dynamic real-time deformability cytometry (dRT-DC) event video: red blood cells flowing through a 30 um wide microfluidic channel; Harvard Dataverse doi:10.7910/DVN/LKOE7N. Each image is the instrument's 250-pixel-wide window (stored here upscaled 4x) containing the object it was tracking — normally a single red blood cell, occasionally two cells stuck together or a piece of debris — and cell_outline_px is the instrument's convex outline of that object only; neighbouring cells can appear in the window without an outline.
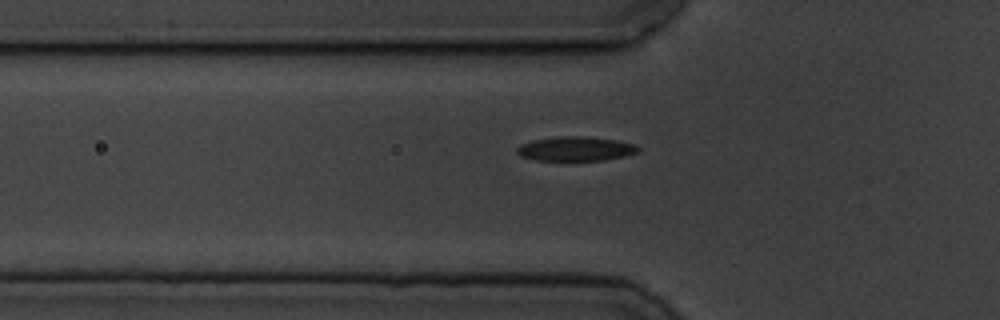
{"species": "common noctule bat (a hibernating species)", "species_latin": "Nyctalus noctula", "temperature_condition": "cold", "stored_images_in_passage": 43, "camera_frame_rate_fps": 3000, "um_per_image_px": 0.085, "animal": {"sex": "male", "body_mass_g": 19.5, "forearm_length_mm": 54.6}, "frame": {"image": 1, "passage_image": 5, "time_ms": 1.333, "image_size_px": [1000, 320], "cell_outline_px": [[640, 152], [624, 156], [604, 160], [536, 160], [520, 156], [516, 152], [516, 148], [520, 144], [532, 140], [560, 136], [580, 136], [612, 140], [636, 144], [640, 148]], "centroid_in_image_um": [48.91, 12.65], "position_along_channel_um": 76.9, "area_um2": 17.11}}
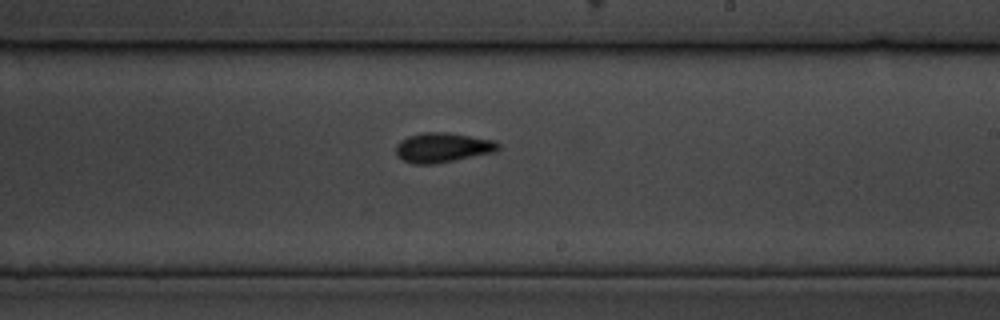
{"frame": {"image": 2, "passage_image": 20, "time_ms": 6.333, "image_size_px": [1000, 320], "cell_outline_px": [[500, 148], [496, 152], [432, 164], [412, 164], [396, 156], [396, 144], [400, 140], [408, 136], [424, 132], [448, 132], [496, 140], [500, 144]], "centroid_in_image_um": [37.63, 12.53], "position_along_channel_um": 251.4, "area_um2": 17.86}}
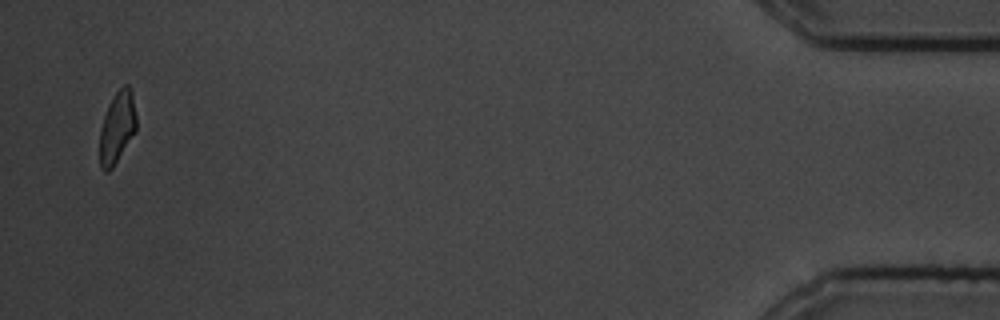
{"frame": {"image": 3, "passage_image": 42, "time_ms": 13.667, "image_size_px": [1000, 320], "cell_outline_px": [[136, 132], [112, 168], [108, 172], [104, 172], [100, 168], [100, 128], [108, 104], [116, 92], [124, 84], [128, 84], [132, 92], [136, 116]], "centroid_in_image_um": [9.96, 10.83], "position_along_channel_um": 425.2, "area_um2": 15.37}}